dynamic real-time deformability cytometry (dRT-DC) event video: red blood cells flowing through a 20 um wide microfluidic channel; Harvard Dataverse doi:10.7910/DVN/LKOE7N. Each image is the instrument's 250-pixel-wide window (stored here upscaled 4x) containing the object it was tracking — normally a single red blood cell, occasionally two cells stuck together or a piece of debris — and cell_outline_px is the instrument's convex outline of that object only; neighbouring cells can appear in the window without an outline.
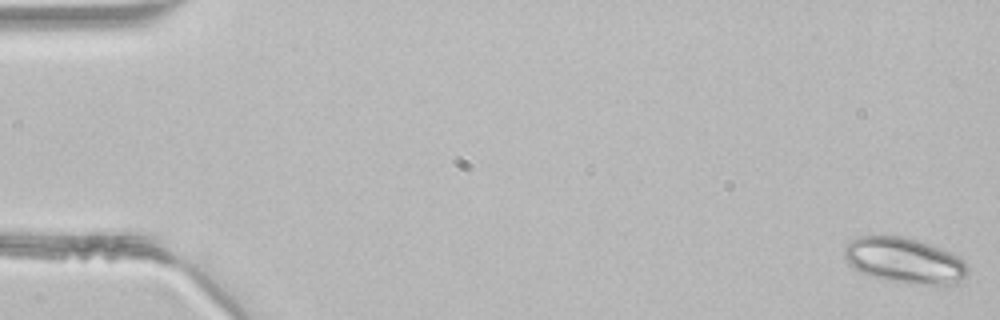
{"species": "common noctule bat (a hibernating species)", "species_latin": "Nyctalus noctula", "temperature_condition": "room temperature", "stored_images_in_passage": 13, "camera_frame_rate_fps": 3000, "um_per_image_px": 0.085, "animal": {"sex": "male", "body_mass_g": 21.5, "forearm_length_mm": 52.0}, "frame": {"image": 1, "passage_image": 1, "time_ms": 0.0, "image_size_px": [1000, 320], "cell_outline_px": [[968, 272], [964, 284], [904, 284], [868, 276], [860, 272], [848, 264], [844, 256], [844, 248], [852, 240], [860, 236], [900, 236], [916, 240], [952, 252], [964, 260], [968, 264]], "centroid_in_image_um": [76.93, 22.18], "position_along_channel_um": 8.1, "area_um2": 33.23}}